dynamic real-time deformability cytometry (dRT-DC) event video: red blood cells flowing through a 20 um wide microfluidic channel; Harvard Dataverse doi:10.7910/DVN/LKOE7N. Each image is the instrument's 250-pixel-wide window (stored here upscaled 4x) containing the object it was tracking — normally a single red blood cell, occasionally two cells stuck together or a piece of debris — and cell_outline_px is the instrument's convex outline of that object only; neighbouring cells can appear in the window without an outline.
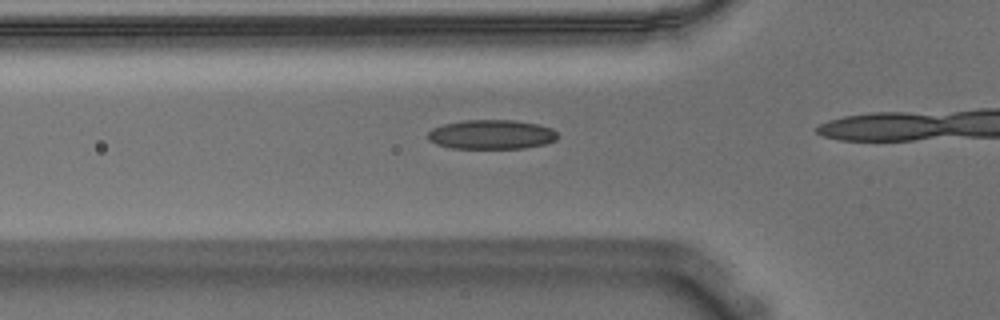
{"species": "Egyptian fruit bat (a non-hibernating species)", "species_latin": "Rousettus aegyptiacus", "temperature_condition": "warm", "stored_images_in_passage": 15, "camera_frame_rate_fps": 3000, "um_per_image_px": 0.085, "animal": {"sex": "male"}, "frame": {"image": 1, "passage_image": 13, "time_ms": 4.0, "image_size_px": [1000, 320], "cell_outline_px": [[560, 136], [556, 140], [544, 144], [524, 148], [452, 148], [436, 144], [428, 140], [428, 132], [432, 128], [444, 124], [464, 120], [512, 120], [540, 124], [552, 128]], "centroid_in_image_um": [41.79, 11.43], "position_along_channel_um": 84.0, "area_um2": 22.31}}